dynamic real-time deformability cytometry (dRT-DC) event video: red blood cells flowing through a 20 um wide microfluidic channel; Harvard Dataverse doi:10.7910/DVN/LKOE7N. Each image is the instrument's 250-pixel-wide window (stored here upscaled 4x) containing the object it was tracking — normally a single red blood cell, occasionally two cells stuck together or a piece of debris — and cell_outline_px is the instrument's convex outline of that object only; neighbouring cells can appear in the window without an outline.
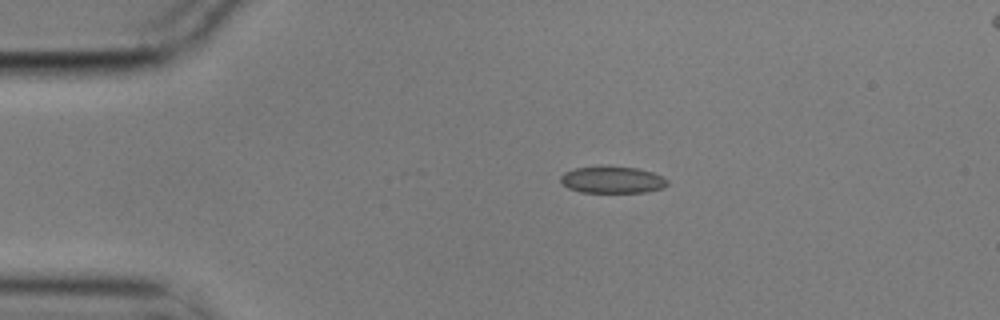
{"species": "common noctule bat (a hibernating species)", "species_latin": "Nyctalus noctula", "temperature_condition": "cold", "stored_images_in_passage": 9, "camera_frame_rate_fps": 3000, "um_per_image_px": 0.085, "animal": {"sex": "male", "body_mass_g": 17.9}, "frame": {"image": 1, "passage_image": 1, "time_ms": 0.0, "image_size_px": [1000, 320], "cell_outline_px": [[668, 184], [664, 188], [648, 192], [580, 192], [568, 188], [560, 180], [560, 176], [564, 172], [576, 168], [636, 168], [652, 172], [664, 176], [668, 180]], "centroid_in_image_um": [52.1, 15.32], "position_along_channel_um": 32.9, "area_um2": 16.3}}
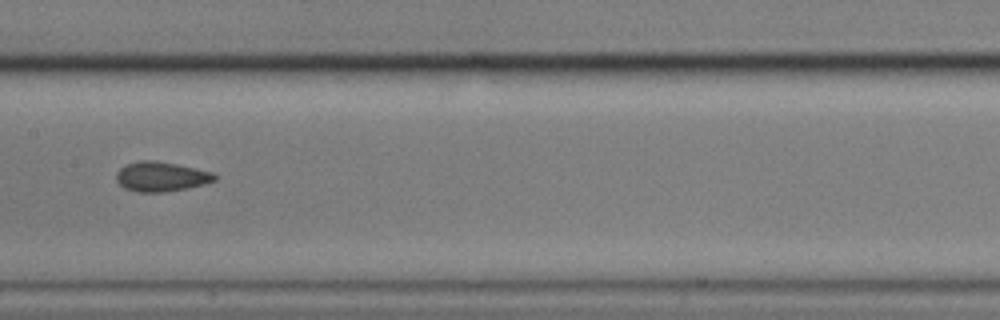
{"frame": {"image": 2, "passage_image": 6, "time_ms": 1.667, "image_size_px": [1000, 320], "cell_outline_px": [[216, 180], [204, 184], [164, 192], [136, 192], [124, 188], [116, 180], [116, 172], [120, 168], [128, 164], [140, 160], [156, 160], [216, 172]], "centroid_in_image_um": [13.7, 15.0], "position_along_channel_um": 193.7, "area_um2": 17.05}}
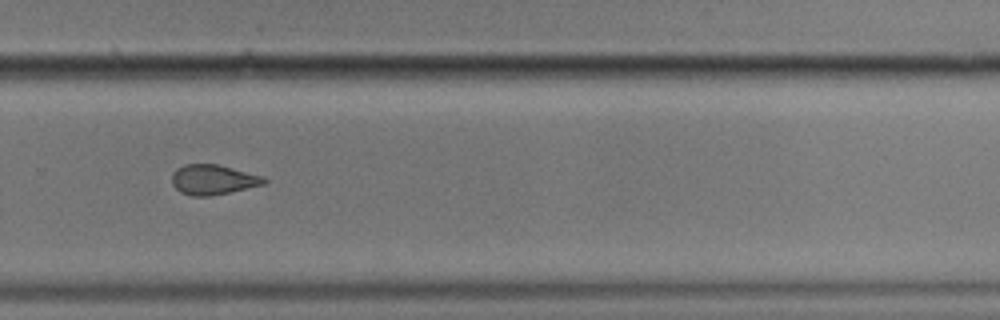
{"frame": {"image": 3, "passage_image": 9, "time_ms": 2.667, "image_size_px": [1000, 320], "cell_outline_px": [[268, 180], [264, 184], [212, 196], [192, 196], [180, 192], [172, 184], [172, 172], [176, 168], [184, 164], [220, 164], [264, 176]], "centroid_in_image_um": [18.11, 15.26], "position_along_channel_um": 311.7, "area_um2": 16.3}}